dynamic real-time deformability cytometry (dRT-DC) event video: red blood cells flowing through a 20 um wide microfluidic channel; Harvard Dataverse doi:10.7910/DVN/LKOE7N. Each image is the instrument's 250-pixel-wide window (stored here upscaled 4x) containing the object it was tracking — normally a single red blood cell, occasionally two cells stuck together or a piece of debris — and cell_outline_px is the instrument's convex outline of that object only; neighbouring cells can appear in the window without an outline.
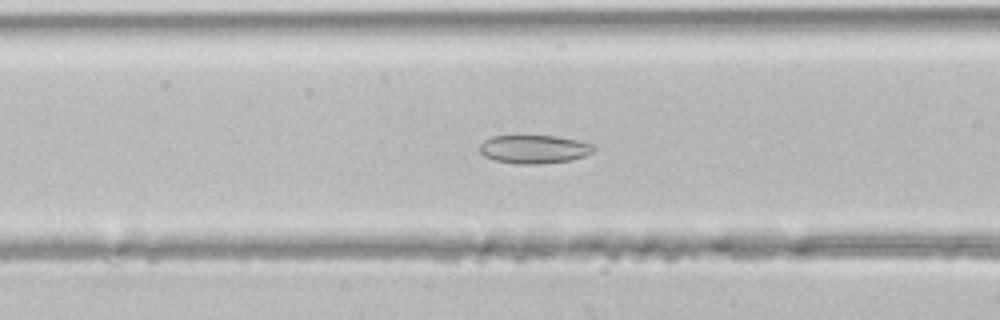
{"species": "common noctule bat (a hibernating species)", "species_latin": "Nyctalus noctula", "temperature_condition": "room temperature", "stored_images_in_passage": 38, "camera_frame_rate_fps": 3000, "um_per_image_px": 0.085, "animal": {"sex": "male", "body_mass_g": 21.5, "forearm_length_mm": 52.0}, "frame": {"image": 1, "passage_image": 12, "time_ms": 3.667, "image_size_px": [1000, 320], "cell_outline_px": [[596, 148], [592, 152], [584, 156], [572, 160], [540, 164], [516, 164], [496, 160], [484, 156], [480, 152], [480, 144], [484, 140], [492, 136], [556, 136], [596, 144]], "centroid_in_image_um": [45.43, 12.68], "position_along_channel_um": 121.2, "area_um2": 18.96}}
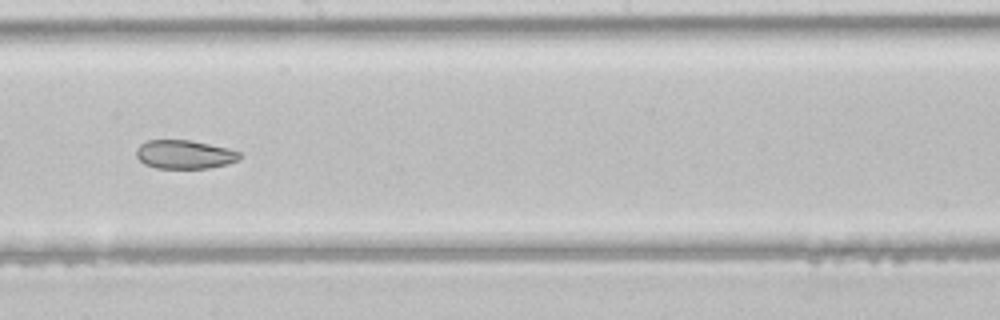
{"frame": {"image": 2, "passage_image": 19, "time_ms": 6.0, "image_size_px": [1000, 320], "cell_outline_px": [[240, 160], [228, 164], [208, 168], [156, 168], [144, 164], [136, 156], [136, 148], [140, 144], [148, 140], [192, 140], [228, 148], [240, 152]], "centroid_in_image_um": [15.69, 13.12], "position_along_channel_um": 232.5, "area_um2": 17.4}}
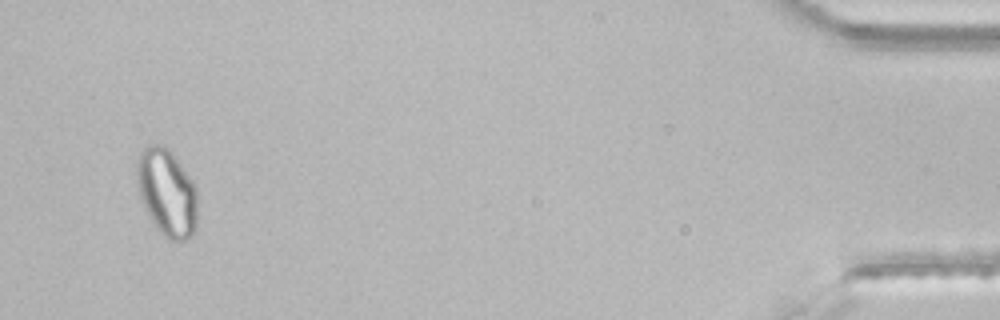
{"frame": {"image": 3, "passage_image": 36, "time_ms": 11.667, "image_size_px": [1000, 320], "cell_outline_px": [[196, 228], [192, 236], [188, 240], [180, 244], [168, 240], [156, 228], [144, 208], [140, 200], [136, 172], [136, 160], [144, 144], [164, 144], [176, 156], [192, 180], [196, 188]], "centroid_in_image_um": [14.17, 16.37], "position_along_channel_um": 421.0, "area_um2": 31.67}}